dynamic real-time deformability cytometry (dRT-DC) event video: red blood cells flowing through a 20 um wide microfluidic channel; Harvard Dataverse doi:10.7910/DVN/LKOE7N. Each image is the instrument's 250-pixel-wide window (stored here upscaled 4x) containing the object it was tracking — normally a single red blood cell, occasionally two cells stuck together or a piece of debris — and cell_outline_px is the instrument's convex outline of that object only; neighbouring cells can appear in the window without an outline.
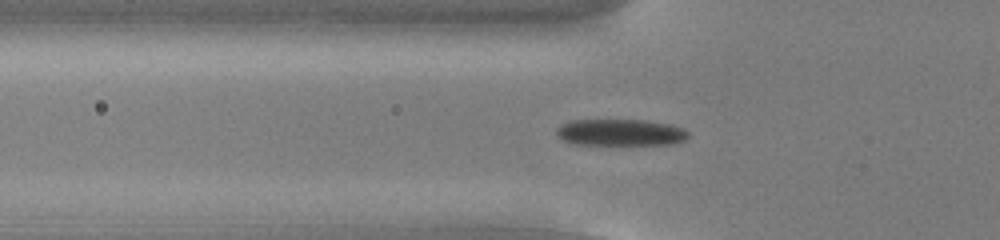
{"species": "common noctule bat (a hibernating species)", "species_latin": "Nyctalus noctula", "temperature_condition": "cold", "stored_images_in_passage": 54, "camera_frame_rate_fps": 3000, "um_per_image_px": 0.085, "animal": {"sex": "male", "body_mass_g": 13.0, "forearm_length_mm": 53.1}, "frame": {"image": 1, "passage_image": 18, "time_ms": 5.667, "image_size_px": [1000, 240], "cell_outline_px": [[688, 136], [684, 140], [672, 144], [572, 144], [564, 140], [556, 132], [556, 128], [560, 124], [572, 120], [644, 120], [668, 124], [684, 128], [688, 132]], "centroid_in_image_um": [52.73, 11.25], "position_along_channel_um": 73.1, "area_um2": 20.29}}
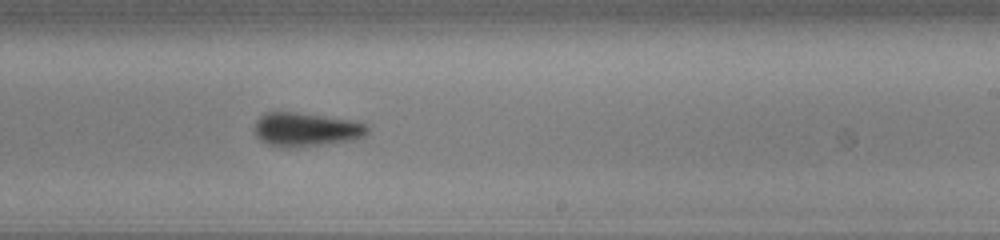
{"frame": {"image": 2, "passage_image": 33, "time_ms": 10.667, "image_size_px": [1000, 240], "cell_outline_px": [[372, 128], [364, 136], [352, 140], [288, 148], [268, 144], [260, 140], [256, 136], [252, 128], [256, 120], [264, 112], [296, 112], [352, 120], [368, 124]], "centroid_in_image_um": [26.0, 10.99], "position_along_channel_um": 263.0, "area_um2": 22.43}}
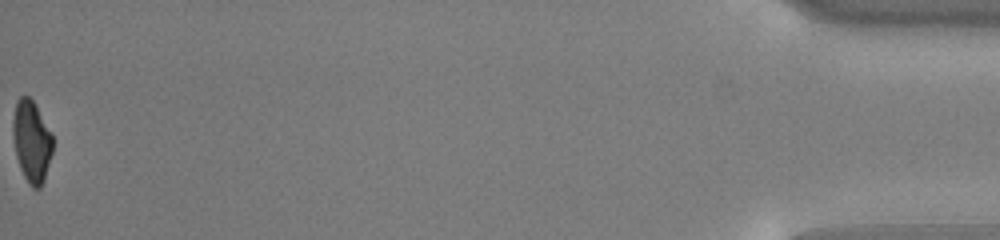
{"frame": {"image": 3, "passage_image": 54, "time_ms": 17.667, "image_size_px": [1000, 240], "cell_outline_px": [[52, 152], [44, 180], [40, 188], [32, 188], [28, 184], [20, 168], [16, 156], [12, 136], [12, 120], [16, 100], [20, 96], [28, 96], [32, 100], [52, 132]], "centroid_in_image_um": [2.67, 12.01], "position_along_channel_um": 432.5, "area_um2": 19.07}, "authors_computed_cell_mechanics": {"area_um2": 21.1837, "velocity_mm_per_s": 3.8042, "shape_relaxation_time_tau1_ms": 4.3676, "shape_relaxation_time_tau2_ms": null, "deformation_change_tau1": 0.1198, "deformation_change_tau2": null}}